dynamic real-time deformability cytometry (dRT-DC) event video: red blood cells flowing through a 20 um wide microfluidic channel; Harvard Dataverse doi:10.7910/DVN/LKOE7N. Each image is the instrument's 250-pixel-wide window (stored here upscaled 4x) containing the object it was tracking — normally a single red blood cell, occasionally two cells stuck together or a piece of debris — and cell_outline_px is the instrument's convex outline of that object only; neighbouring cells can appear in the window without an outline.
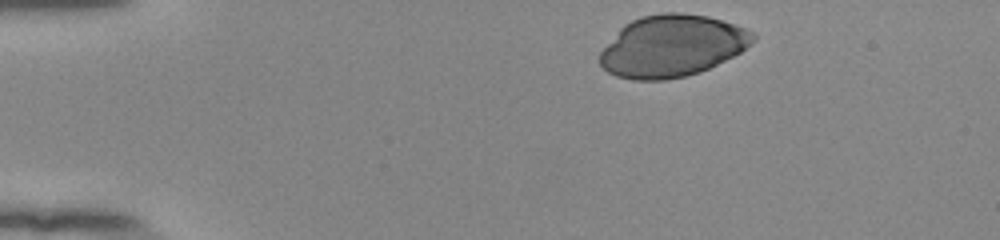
{"species": "human", "species_latin": "Homo sapiens", "temperature_condition": "room temperature", "stored_images_in_passage": 37, "camera_frame_rate_fps": 3000, "um_per_image_px": 0.085, "donor": {"sex": "female"}, "frame": {"image": 1, "passage_image": 1, "time_ms": 0.0, "image_size_px": [1000, 240], "cell_outline_px": [[756, 36], [740, 52], [700, 72], [684, 76], [664, 80], [632, 80], [616, 76], [608, 72], [600, 64], [600, 52], [620, 28], [624, 24], [640, 16], [664, 12], [680, 12], [708, 16], [756, 32]], "centroid_in_image_um": [57.08, 3.9], "position_along_channel_um": 27.9, "area_um2": 54.74}}